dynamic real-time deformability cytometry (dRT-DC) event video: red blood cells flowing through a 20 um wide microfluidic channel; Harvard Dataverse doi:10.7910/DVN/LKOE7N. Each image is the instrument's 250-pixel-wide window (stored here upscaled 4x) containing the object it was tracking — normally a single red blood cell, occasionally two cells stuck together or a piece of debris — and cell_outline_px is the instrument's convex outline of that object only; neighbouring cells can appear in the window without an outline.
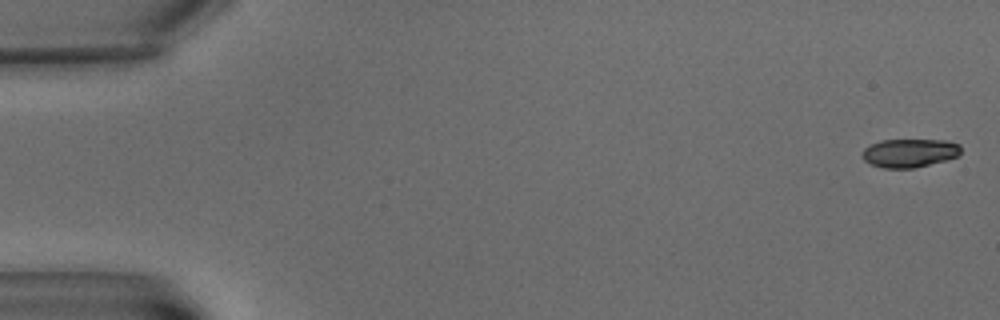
{"species": "common noctule bat (a hibernating species)", "species_latin": "Nyctalus noctula", "temperature_condition": "warm", "stored_images_in_passage": 6, "camera_frame_rate_fps": 3000, "um_per_image_px": 0.085, "animal": {"sex": "male", "body_mass_g": 15.6}, "frame": {"image": 1, "passage_image": 1, "time_ms": 0.0, "image_size_px": [1000, 320], "cell_outline_px": [[960, 152], [956, 156], [948, 160], [912, 168], [884, 168], [872, 164], [864, 160], [860, 156], [860, 152], [864, 148], [880, 140], [944, 140], [960, 144]], "centroid_in_image_um": [77.28, 13.0], "position_along_channel_um": 7.7, "area_um2": 16.42}}
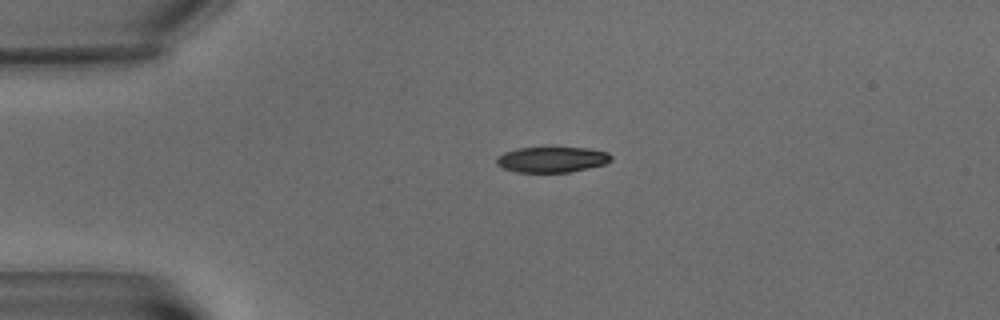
{"frame": {"image": 2, "passage_image": 5, "time_ms": 5.0, "image_size_px": [1000, 320], "cell_outline_px": [[612, 160], [604, 164], [588, 168], [568, 172], [516, 172], [504, 168], [496, 164], [496, 156], [504, 152], [516, 148], [588, 148], [608, 152], [612, 156]], "centroid_in_image_um": [46.9, 13.56], "position_along_channel_um": 38.1, "area_um2": 17.05}}